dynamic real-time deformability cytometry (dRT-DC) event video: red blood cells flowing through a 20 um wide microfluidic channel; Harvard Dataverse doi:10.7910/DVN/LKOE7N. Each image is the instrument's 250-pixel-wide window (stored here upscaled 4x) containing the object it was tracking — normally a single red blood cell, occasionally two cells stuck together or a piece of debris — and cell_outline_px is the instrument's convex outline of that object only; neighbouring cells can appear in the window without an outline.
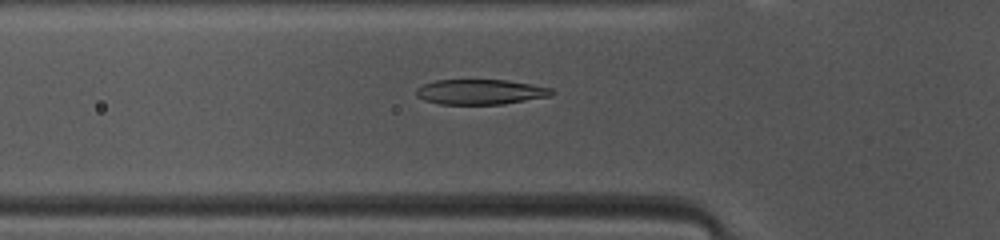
{"species": "common noctule bat (a hibernating species)", "species_latin": "Nyctalus noctula", "temperature_condition": "warm", "stored_images_in_passage": 42, "camera_frame_rate_fps": 3000, "um_per_image_px": 0.085, "animal": {"sex": "female", "body_mass_g": 10.0, "forearm_length_mm": 53.1}, "frame": {"image": 1, "passage_image": 14, "time_ms": 4.333, "image_size_px": [1000, 240], "cell_outline_px": [[556, 92], [552, 96], [504, 104], [440, 104], [424, 100], [416, 96], [416, 88], [424, 84], [436, 80], [508, 80], [532, 84], [552, 88]], "centroid_in_image_um": [40.88, 7.81], "position_along_channel_um": 84.9, "area_um2": 20.0}}
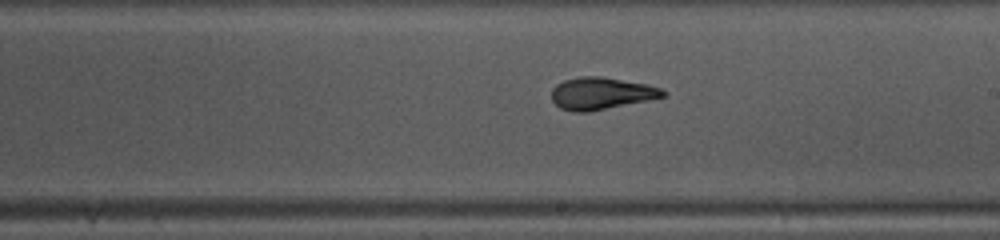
{"frame": {"image": 2, "passage_image": 25, "time_ms": 8.0, "image_size_px": [1000, 240], "cell_outline_px": [[668, 92], [664, 96], [648, 100], [588, 112], [572, 112], [560, 108], [552, 100], [552, 88], [556, 84], [564, 80], [580, 76], [600, 76], [648, 84], [664, 88]], "centroid_in_image_um": [51.11, 7.93], "position_along_channel_um": 237.9, "area_um2": 20.98}}
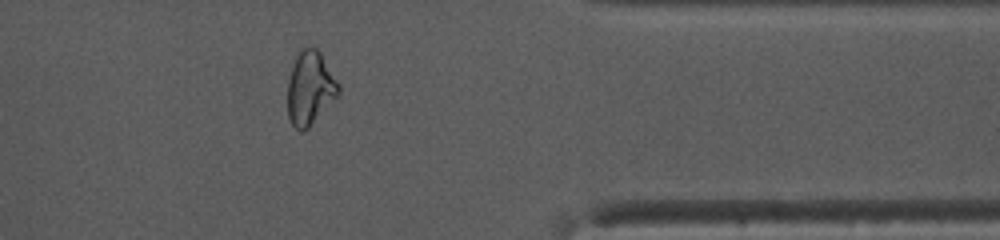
{"frame": {"image": 3, "passage_image": 37, "time_ms": 12.0, "image_size_px": [1000, 240], "cell_outline_px": [[340, 92], [308, 128], [300, 132], [292, 124], [288, 116], [288, 80], [292, 64], [300, 48], [308, 44], [316, 48], [320, 52], [340, 88]], "centroid_in_image_um": [26.32, 7.45], "position_along_channel_um": 385.1, "area_um2": 21.62}, "authors_computed_cell_mechanics": {"area_um2": 20.9814, "velocity_mm_per_s": 4.1408, "shape_relaxation_time_tau1_ms": 4.0624, "shape_relaxation_time_tau2_ms": 1.3404, "deformation_change_tau1": 0.188, "deformation_change_tau2": 0.0817}}